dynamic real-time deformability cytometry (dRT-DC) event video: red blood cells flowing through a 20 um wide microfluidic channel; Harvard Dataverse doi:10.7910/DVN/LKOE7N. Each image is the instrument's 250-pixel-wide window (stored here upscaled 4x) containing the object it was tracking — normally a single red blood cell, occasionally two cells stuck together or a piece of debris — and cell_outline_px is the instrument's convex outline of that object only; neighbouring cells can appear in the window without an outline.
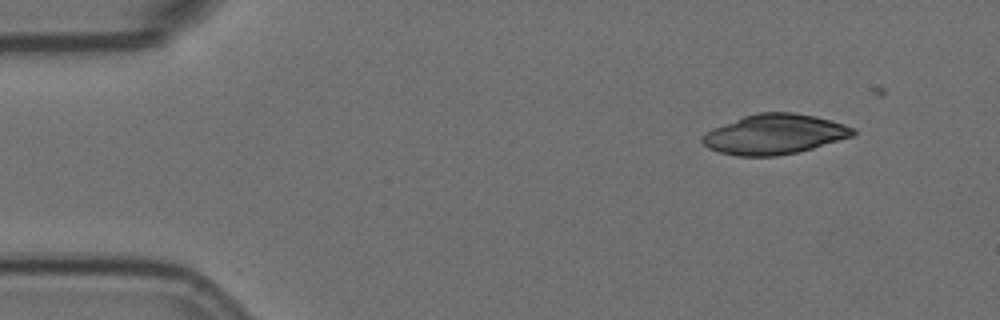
{"species": "Egyptian fruit bat (a non-hibernating species)", "species_latin": "Rousettus aegyptiacus", "temperature_condition": "room temperature", "stored_images_in_passage": 4, "camera_frame_rate_fps": 3000, "um_per_image_px": 0.085, "animal": {"sex": "female"}, "frame": {"image": 1, "passage_image": 1, "time_ms": 0.0, "image_size_px": [1000, 320], "cell_outline_px": [[856, 136], [812, 148], [796, 152], [776, 156], [736, 156], [720, 152], [708, 148], [700, 140], [700, 136], [712, 128], [744, 116], [756, 112], [792, 112], [816, 116], [832, 120], [856, 128]], "centroid_in_image_um": [65.85, 11.4], "position_along_channel_um": 19.2, "area_um2": 35.37}}